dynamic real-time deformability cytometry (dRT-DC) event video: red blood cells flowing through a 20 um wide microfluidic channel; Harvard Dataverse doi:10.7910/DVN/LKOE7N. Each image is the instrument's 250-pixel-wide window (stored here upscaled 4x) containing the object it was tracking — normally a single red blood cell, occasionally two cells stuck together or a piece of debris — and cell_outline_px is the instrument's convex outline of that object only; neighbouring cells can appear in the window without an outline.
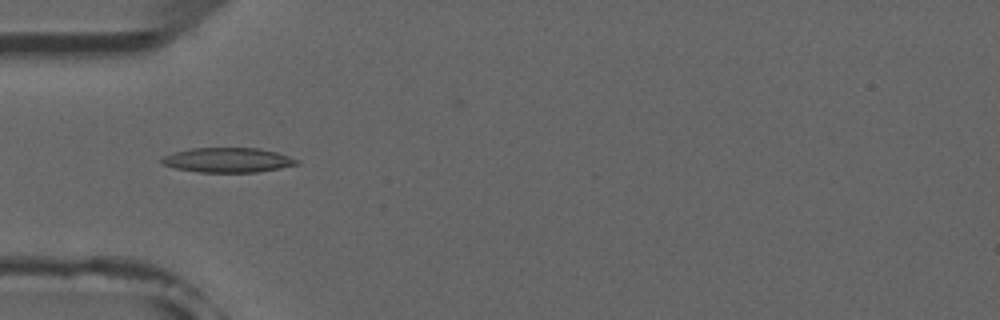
{"species": "common noctule bat (a hibernating species)", "species_latin": "Nyctalus noctula", "temperature_condition": "room temperature", "stored_images_in_passage": 9, "camera_frame_rate_fps": 3000, "um_per_image_px": 0.085, "animal": {"sex": "male", "forearm_length_mm": 52.5}, "frame": {"image": 1, "passage_image": 6, "time_ms": 6.0, "image_size_px": [1000, 320], "cell_outline_px": [[300, 164], [280, 168], [256, 172], [200, 172], [176, 168], [164, 164], [160, 160], [164, 156], [176, 152], [192, 148], [256, 148], [276, 152], [300, 160]], "centroid_in_image_um": [19.41, 13.6], "position_along_channel_um": 65.6, "area_um2": 19.19}}
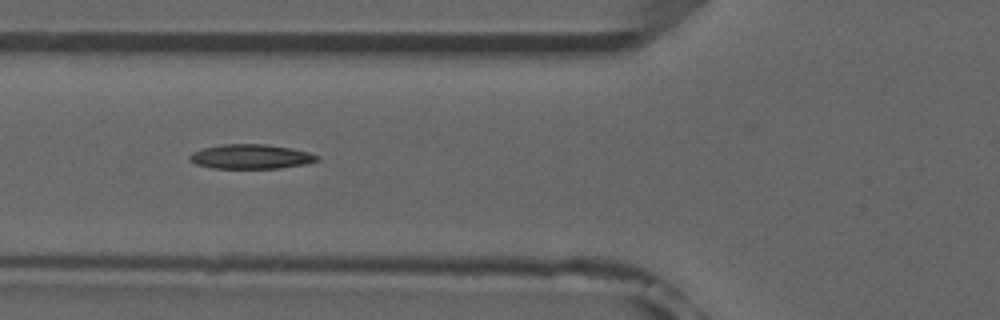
{"frame": {"image": 2, "passage_image": 7, "time_ms": 7.0, "image_size_px": [1000, 320], "cell_outline_px": [[320, 160], [304, 164], [280, 168], [212, 168], [196, 164], [188, 160], [188, 156], [192, 152], [204, 148], [220, 144], [264, 144], [288, 148], [308, 152], [320, 156]], "centroid_in_image_um": [21.29, 13.31], "position_along_channel_um": 104.5, "area_um2": 18.15}}
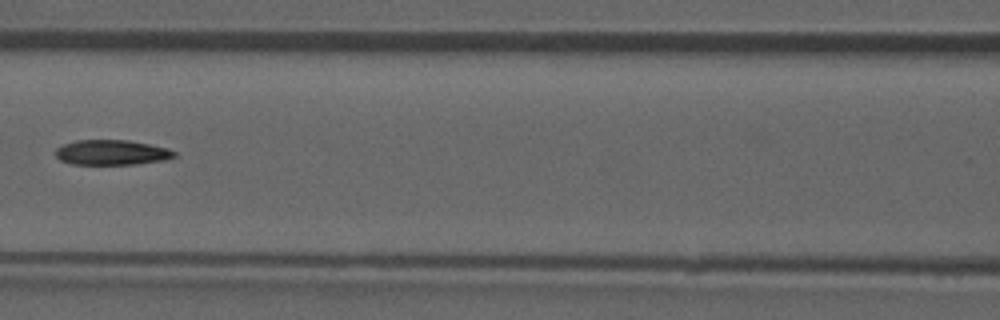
{"frame": {"image": 3, "passage_image": 8, "time_ms": 8.333, "image_size_px": [1000, 320], "cell_outline_px": [[176, 156], [164, 160], [136, 164], [72, 164], [60, 160], [56, 156], [56, 148], [64, 144], [76, 140], [128, 140], [168, 148], [176, 152]], "centroid_in_image_um": [9.49, 12.96], "position_along_channel_um": 157.1, "area_um2": 17.28}}